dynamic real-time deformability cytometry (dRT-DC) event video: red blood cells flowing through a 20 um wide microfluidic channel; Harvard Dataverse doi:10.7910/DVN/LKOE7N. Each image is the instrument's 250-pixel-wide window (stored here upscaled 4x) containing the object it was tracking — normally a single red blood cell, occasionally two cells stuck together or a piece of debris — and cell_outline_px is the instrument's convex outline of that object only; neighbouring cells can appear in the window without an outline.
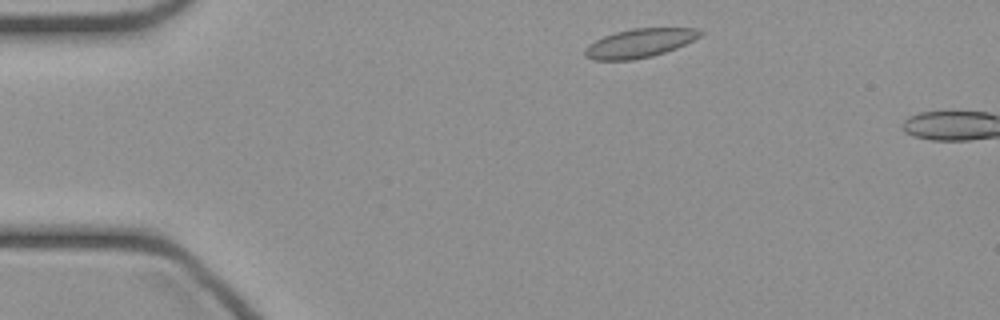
{"species": "common noctule bat (a hibernating species)", "species_latin": "Nyctalus noctula", "temperature_condition": "cold", "stored_images_in_passage": 5, "camera_frame_rate_fps": 3000, "um_per_image_px": 0.085, "animal": {"sex": "female", "body_mass_g": 21.9}, "frame": {"image": 1, "passage_image": 3, "time_ms": 0.667, "image_size_px": [1000, 320], "cell_outline_px": [[704, 32], [700, 36], [676, 48], [652, 56], [632, 60], [592, 60], [584, 56], [584, 48], [588, 44], [604, 36], [616, 32], [632, 28], [696, 28]], "centroid_in_image_um": [54.32, 3.67], "position_along_channel_um": 30.7, "area_um2": 19.31}}